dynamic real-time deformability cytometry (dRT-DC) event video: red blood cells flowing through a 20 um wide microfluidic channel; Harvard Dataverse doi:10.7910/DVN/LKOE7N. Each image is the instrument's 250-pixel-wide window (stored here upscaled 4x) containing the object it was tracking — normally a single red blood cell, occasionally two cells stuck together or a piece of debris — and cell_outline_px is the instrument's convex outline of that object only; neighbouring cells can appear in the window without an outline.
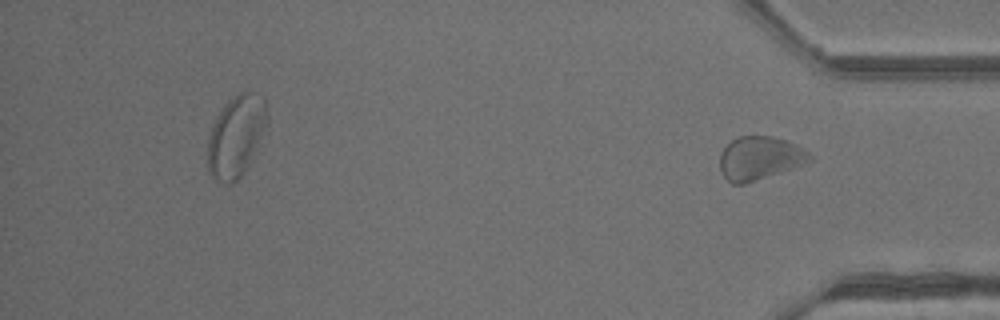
{"species": "common noctule bat (a hibernating species)", "species_latin": "Nyctalus noctula", "temperature_condition": "warm", "stored_images_in_passage": 40, "segment_of_instrument_passage": [2, 2], "camera_frame_rate_fps": 3000, "um_per_image_px": 0.085, "animal": {"sex": "male", "body_mass_g": 13.3}, "frame": {"image": 1, "passage_image": 40, "time_ms": 13.0, "image_size_px": [1000, 320], "cell_outline_px": [[812, 160], [792, 168], [744, 184], [732, 184], [720, 172], [720, 156], [724, 148], [732, 140], [740, 136], [772, 136], [796, 144], [804, 148], [812, 156]], "centroid_in_image_um": [64.57, 13.44], "position_along_channel_um": 370.6, "area_um2": 22.48}}